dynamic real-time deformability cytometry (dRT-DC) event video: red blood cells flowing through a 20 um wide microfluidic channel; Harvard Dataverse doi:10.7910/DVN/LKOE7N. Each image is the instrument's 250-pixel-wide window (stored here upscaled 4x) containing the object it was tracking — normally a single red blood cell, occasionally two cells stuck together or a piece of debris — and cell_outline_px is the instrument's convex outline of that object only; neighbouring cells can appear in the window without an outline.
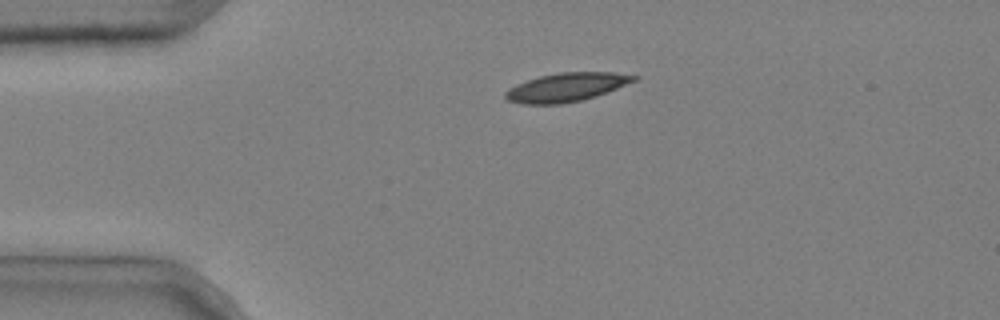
{"species": "common noctule bat (a hibernating species)", "species_latin": "Nyctalus noctula", "temperature_condition": "cold", "stored_images_in_passage": 5, "camera_frame_rate_fps": 3000, "um_per_image_px": 0.085, "animal": {"sex": "male", "body_mass_g": 20.4}, "frame": {"image": 1, "passage_image": 5, "time_ms": 1.333, "image_size_px": [1000, 320], "cell_outline_px": [[640, 76], [636, 80], [596, 96], [580, 100], [560, 104], [520, 104], [508, 100], [504, 96], [504, 92], [508, 88], [516, 84], [540, 76], [560, 72], [612, 72]], "centroid_in_image_um": [48.11, 7.41], "position_along_channel_um": 36.9, "area_um2": 21.33}}